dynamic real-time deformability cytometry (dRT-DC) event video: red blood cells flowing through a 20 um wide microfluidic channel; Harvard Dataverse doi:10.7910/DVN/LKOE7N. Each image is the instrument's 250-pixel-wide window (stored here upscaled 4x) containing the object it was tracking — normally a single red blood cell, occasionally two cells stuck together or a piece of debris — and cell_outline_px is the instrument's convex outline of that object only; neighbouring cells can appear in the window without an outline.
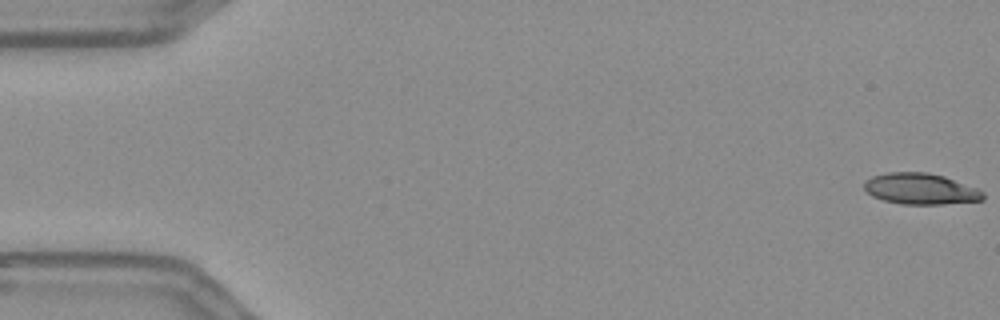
{"species": "Egyptian fruit bat (a non-hibernating species)", "species_latin": "Rousettus aegyptiacus", "temperature_condition": "warm", "stored_images_in_passage": 56, "camera_frame_rate_fps": 3000, "um_per_image_px": 0.085, "frame": {"image": 1, "passage_image": 1, "time_ms": 0.0, "image_size_px": [1000, 320], "cell_outline_px": [[984, 200], [944, 204], [900, 204], [884, 200], [872, 196], [864, 188], [864, 180], [872, 176], [888, 172], [928, 172], [944, 176], [976, 188], [984, 192]], "centroid_in_image_um": [78.23, 16.05], "position_along_channel_um": 6.8, "area_um2": 21.56}}
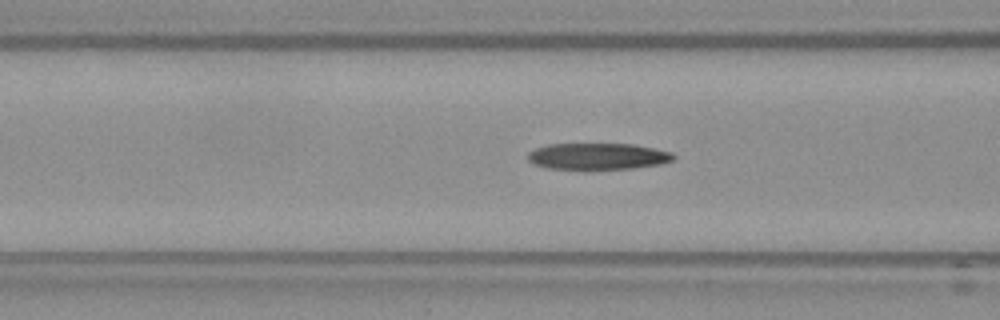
{"frame": {"image": 2, "passage_image": 22, "time_ms": 7.0, "image_size_px": [1000, 320], "cell_outline_px": [[676, 156], [672, 160], [660, 164], [632, 168], [548, 168], [536, 164], [528, 160], [528, 152], [536, 148], [548, 144], [632, 144], [672, 152]], "centroid_in_image_um": [50.82, 13.27], "position_along_channel_um": 115.8, "area_um2": 21.96}}
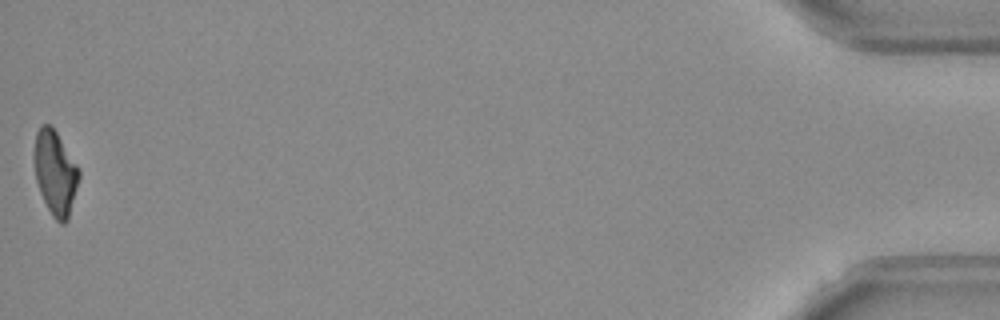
{"frame": {"image": 3, "passage_image": 56, "time_ms": 18.333, "image_size_px": [1000, 320], "cell_outline_px": [[80, 176], [68, 220], [64, 224], [60, 224], [52, 216], [40, 192], [36, 180], [32, 160], [32, 152], [36, 132], [40, 124], [48, 124], [56, 132], [80, 168]], "centroid_in_image_um": [4.67, 14.67], "position_along_channel_um": 430.5, "area_um2": 22.37}, "authors_computed_cell_mechanics": {"area_um2": 23.12, "velocity_mm_per_s": 3.6557, "shape_relaxation_time_tau1_ms": 6.4553, "shape_relaxation_time_tau2_ms": 6.5462, "deformation_change_tau1": 0.2295, "deformation_change_tau2": 0.1997}}